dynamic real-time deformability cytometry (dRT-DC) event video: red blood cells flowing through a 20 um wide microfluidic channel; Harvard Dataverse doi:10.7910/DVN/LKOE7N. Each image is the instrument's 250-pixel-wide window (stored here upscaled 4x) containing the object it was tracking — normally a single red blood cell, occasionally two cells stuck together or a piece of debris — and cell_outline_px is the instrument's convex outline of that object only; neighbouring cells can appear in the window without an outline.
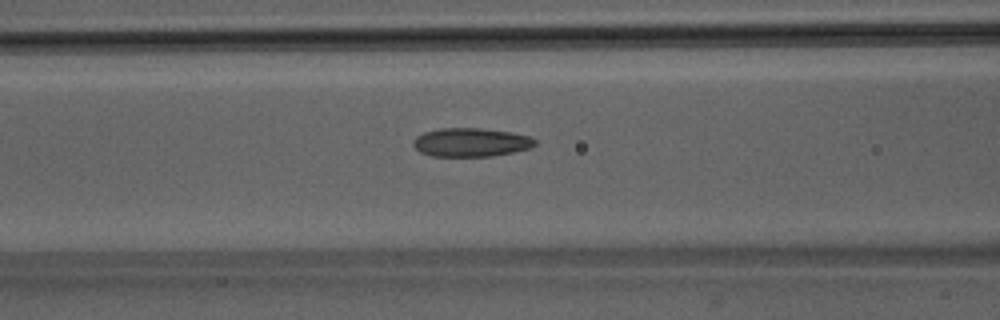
{"species": "Egyptian fruit bat (a non-hibernating species)", "species_latin": "Rousettus aegyptiacus", "temperature_condition": "room temperature", "stored_images_in_passage": 51, "camera_frame_rate_fps": 3000, "um_per_image_px": 0.085, "animal": {"sex": "male"}, "frame": {"image": 1, "passage_image": 21, "time_ms": 6.667, "image_size_px": [1000, 320], "cell_outline_px": [[536, 144], [528, 148], [512, 152], [492, 156], [432, 156], [420, 152], [412, 144], [412, 140], [416, 136], [424, 132], [440, 128], [480, 128], [512, 132], [528, 136], [536, 140]], "centroid_in_image_um": [39.99, 12.09], "position_along_channel_um": 126.6, "area_um2": 20.29}}
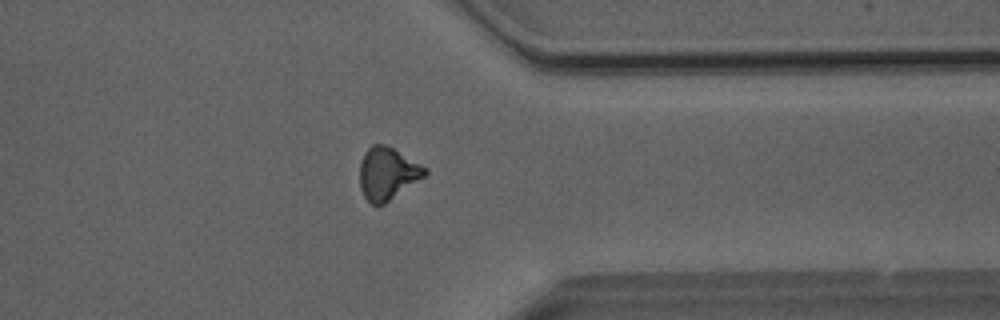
{"frame": {"image": 2, "passage_image": 40, "time_ms": 13.0, "image_size_px": [1000, 320], "cell_outline_px": [[428, 172], [424, 176], [384, 204], [372, 204], [364, 196], [360, 188], [360, 164], [364, 152], [372, 144], [384, 144], [392, 148], [428, 168]], "centroid_in_image_um": [32.92, 14.73], "position_along_channel_um": 378.5, "area_um2": 19.59}}
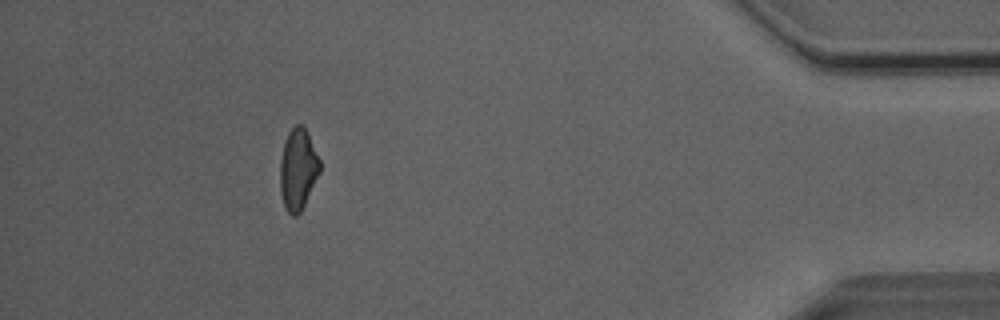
{"frame": {"image": 3, "passage_image": 46, "time_ms": 15.0, "image_size_px": [1000, 320], "cell_outline_px": [[320, 172], [300, 212], [296, 216], [292, 216], [284, 208], [280, 192], [280, 160], [284, 140], [288, 132], [296, 124], [300, 124], [308, 132], [320, 160]], "centroid_in_image_um": [25.31, 14.38], "position_along_channel_um": 409.9, "area_um2": 18.9}, "authors_computed_cell_mechanics": {"area_um2": 19.9988, "velocity_mm_per_s": 4.0672, "shape_relaxation_time_tau1_ms": 8.3155, "shape_relaxation_time_tau2_ms": 3.533, "deformation_change_tau1": 0.1644, "deformation_change_tau2": 0.1138}}